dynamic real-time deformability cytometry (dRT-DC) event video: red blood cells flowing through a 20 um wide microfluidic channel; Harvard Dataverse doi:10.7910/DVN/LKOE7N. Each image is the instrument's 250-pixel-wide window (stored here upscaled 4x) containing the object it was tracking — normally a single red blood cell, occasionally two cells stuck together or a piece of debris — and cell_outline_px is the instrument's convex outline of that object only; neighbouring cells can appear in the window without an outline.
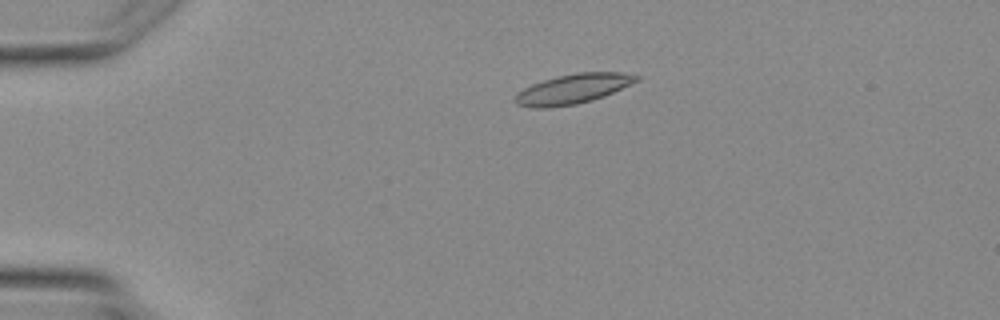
{"species": "Egyptian fruit bat (a non-hibernating species)", "species_latin": "Rousettus aegyptiacus", "temperature_condition": "warm", "stored_images_in_passage": 2, "camera_frame_rate_fps": 3000, "um_per_image_px": 0.085, "animal": {"sex": "female"}, "frame": {"image": 1, "passage_image": 1, "time_ms": 0.0, "image_size_px": [1000, 320], "cell_outline_px": [[640, 80], [604, 96], [592, 100], [576, 104], [548, 108], [532, 108], [516, 104], [512, 100], [516, 92], [532, 84], [544, 80], [576, 72], [620, 72], [640, 76]], "centroid_in_image_um": [48.67, 7.57], "position_along_channel_um": 36.3, "area_um2": 21.1}}